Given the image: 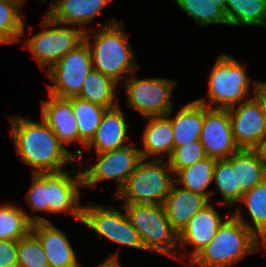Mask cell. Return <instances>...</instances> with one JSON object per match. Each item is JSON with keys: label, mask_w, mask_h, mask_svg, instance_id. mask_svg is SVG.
<instances>
[{"label": "cell", "mask_w": 266, "mask_h": 267, "mask_svg": "<svg viewBox=\"0 0 266 267\" xmlns=\"http://www.w3.org/2000/svg\"><path fill=\"white\" fill-rule=\"evenodd\" d=\"M9 122L17 156L33 168L32 173L64 171V165L69 162H75L83 169L84 162H79L78 158L83 151L77 149L76 154L71 153L42 118L35 122L22 116H11Z\"/></svg>", "instance_id": "6da1fadb"}, {"label": "cell", "mask_w": 266, "mask_h": 267, "mask_svg": "<svg viewBox=\"0 0 266 267\" xmlns=\"http://www.w3.org/2000/svg\"><path fill=\"white\" fill-rule=\"evenodd\" d=\"M74 169L60 172L32 173L31 187L25 195L34 212L45 211L52 214L67 213L81 222L83 205L80 190L83 185L82 171L73 176Z\"/></svg>", "instance_id": "7a4b0ae2"}, {"label": "cell", "mask_w": 266, "mask_h": 267, "mask_svg": "<svg viewBox=\"0 0 266 267\" xmlns=\"http://www.w3.org/2000/svg\"><path fill=\"white\" fill-rule=\"evenodd\" d=\"M123 25L114 18L104 25H99L97 31H94L93 44L89 40L93 31L88 29L84 33V41L91 52L92 68L117 83L126 79L124 74L135 75L138 69L133 48Z\"/></svg>", "instance_id": "3957f363"}, {"label": "cell", "mask_w": 266, "mask_h": 267, "mask_svg": "<svg viewBox=\"0 0 266 267\" xmlns=\"http://www.w3.org/2000/svg\"><path fill=\"white\" fill-rule=\"evenodd\" d=\"M218 228L212 241L188 265L228 267L262 247L259 239L231 212Z\"/></svg>", "instance_id": "277c9868"}, {"label": "cell", "mask_w": 266, "mask_h": 267, "mask_svg": "<svg viewBox=\"0 0 266 267\" xmlns=\"http://www.w3.org/2000/svg\"><path fill=\"white\" fill-rule=\"evenodd\" d=\"M122 207L146 251L178 258L174 253L179 249V234L172 227L162 205L122 204Z\"/></svg>", "instance_id": "5b68a950"}, {"label": "cell", "mask_w": 266, "mask_h": 267, "mask_svg": "<svg viewBox=\"0 0 266 267\" xmlns=\"http://www.w3.org/2000/svg\"><path fill=\"white\" fill-rule=\"evenodd\" d=\"M141 159L127 179L124 187L113 199L123 204H160L167 198L174 183L173 171L168 160ZM172 174V175H171Z\"/></svg>", "instance_id": "8992f818"}, {"label": "cell", "mask_w": 266, "mask_h": 267, "mask_svg": "<svg viewBox=\"0 0 266 267\" xmlns=\"http://www.w3.org/2000/svg\"><path fill=\"white\" fill-rule=\"evenodd\" d=\"M208 79L209 101L197 99L208 108L228 109L249 99L251 84L246 66L227 54L218 57Z\"/></svg>", "instance_id": "52a82bcc"}, {"label": "cell", "mask_w": 266, "mask_h": 267, "mask_svg": "<svg viewBox=\"0 0 266 267\" xmlns=\"http://www.w3.org/2000/svg\"><path fill=\"white\" fill-rule=\"evenodd\" d=\"M41 23L42 31L23 41V48L31 51L41 69L48 70L84 41V33L87 29H77L76 25L58 22L47 13ZM68 25L73 27H68Z\"/></svg>", "instance_id": "ba28073f"}, {"label": "cell", "mask_w": 266, "mask_h": 267, "mask_svg": "<svg viewBox=\"0 0 266 267\" xmlns=\"http://www.w3.org/2000/svg\"><path fill=\"white\" fill-rule=\"evenodd\" d=\"M177 81L163 78L126 77L123 81L127 106L143 118L165 116L173 109L172 90Z\"/></svg>", "instance_id": "9c48e42d"}, {"label": "cell", "mask_w": 266, "mask_h": 267, "mask_svg": "<svg viewBox=\"0 0 266 267\" xmlns=\"http://www.w3.org/2000/svg\"><path fill=\"white\" fill-rule=\"evenodd\" d=\"M81 222L102 236L120 246H128L146 251L139 233L131 225L125 211L97 203L83 205Z\"/></svg>", "instance_id": "30bf717a"}, {"label": "cell", "mask_w": 266, "mask_h": 267, "mask_svg": "<svg viewBox=\"0 0 266 267\" xmlns=\"http://www.w3.org/2000/svg\"><path fill=\"white\" fill-rule=\"evenodd\" d=\"M91 69V52L83 41L47 70V77L53 83L48 86V94L57 98L76 97Z\"/></svg>", "instance_id": "8fae6325"}, {"label": "cell", "mask_w": 266, "mask_h": 267, "mask_svg": "<svg viewBox=\"0 0 266 267\" xmlns=\"http://www.w3.org/2000/svg\"><path fill=\"white\" fill-rule=\"evenodd\" d=\"M258 83H253L254 95L228 108L233 138L239 149L253 150L266 136V104L258 94Z\"/></svg>", "instance_id": "7c38bea8"}, {"label": "cell", "mask_w": 266, "mask_h": 267, "mask_svg": "<svg viewBox=\"0 0 266 267\" xmlns=\"http://www.w3.org/2000/svg\"><path fill=\"white\" fill-rule=\"evenodd\" d=\"M95 154L97 162L82 171L83 187H94L100 181L112 179L118 184L115 195L124 187L142 159L139 148L130 144L120 149Z\"/></svg>", "instance_id": "4fadbf2b"}, {"label": "cell", "mask_w": 266, "mask_h": 267, "mask_svg": "<svg viewBox=\"0 0 266 267\" xmlns=\"http://www.w3.org/2000/svg\"><path fill=\"white\" fill-rule=\"evenodd\" d=\"M206 156L221 160L228 159L239 150L236 145L227 109L204 106V121L200 135Z\"/></svg>", "instance_id": "5bb4252c"}, {"label": "cell", "mask_w": 266, "mask_h": 267, "mask_svg": "<svg viewBox=\"0 0 266 267\" xmlns=\"http://www.w3.org/2000/svg\"><path fill=\"white\" fill-rule=\"evenodd\" d=\"M31 232L40 240L50 267H84L66 234L50 221L33 223Z\"/></svg>", "instance_id": "9a60e30c"}, {"label": "cell", "mask_w": 266, "mask_h": 267, "mask_svg": "<svg viewBox=\"0 0 266 267\" xmlns=\"http://www.w3.org/2000/svg\"><path fill=\"white\" fill-rule=\"evenodd\" d=\"M223 219V216L218 214L212 203H209L189 220L185 228L179 233L178 245L185 247L189 244L194 247L188 263L212 241L218 228L225 221Z\"/></svg>", "instance_id": "2e32d148"}, {"label": "cell", "mask_w": 266, "mask_h": 267, "mask_svg": "<svg viewBox=\"0 0 266 267\" xmlns=\"http://www.w3.org/2000/svg\"><path fill=\"white\" fill-rule=\"evenodd\" d=\"M49 100L41 102V118L57 136L59 142L71 144L79 142L77 119L72 109V97L57 98L48 94Z\"/></svg>", "instance_id": "e0dca14e"}, {"label": "cell", "mask_w": 266, "mask_h": 267, "mask_svg": "<svg viewBox=\"0 0 266 267\" xmlns=\"http://www.w3.org/2000/svg\"><path fill=\"white\" fill-rule=\"evenodd\" d=\"M209 203L205 196L193 193L174 182L162 206L172 227L179 234L189 220Z\"/></svg>", "instance_id": "ac0fdd59"}, {"label": "cell", "mask_w": 266, "mask_h": 267, "mask_svg": "<svg viewBox=\"0 0 266 267\" xmlns=\"http://www.w3.org/2000/svg\"><path fill=\"white\" fill-rule=\"evenodd\" d=\"M124 113L119 105L107 109L102 117L94 137L85 146V149L94 147L95 153H103L127 146L128 128Z\"/></svg>", "instance_id": "d6986e66"}, {"label": "cell", "mask_w": 266, "mask_h": 267, "mask_svg": "<svg viewBox=\"0 0 266 267\" xmlns=\"http://www.w3.org/2000/svg\"><path fill=\"white\" fill-rule=\"evenodd\" d=\"M142 141L144 149H139L143 159L168 160L174 150L173 128L170 119L165 116L145 117ZM151 156V157H150Z\"/></svg>", "instance_id": "ffe728a7"}, {"label": "cell", "mask_w": 266, "mask_h": 267, "mask_svg": "<svg viewBox=\"0 0 266 267\" xmlns=\"http://www.w3.org/2000/svg\"><path fill=\"white\" fill-rule=\"evenodd\" d=\"M114 0H53L46 12L52 19L85 27Z\"/></svg>", "instance_id": "44dd1931"}, {"label": "cell", "mask_w": 266, "mask_h": 267, "mask_svg": "<svg viewBox=\"0 0 266 267\" xmlns=\"http://www.w3.org/2000/svg\"><path fill=\"white\" fill-rule=\"evenodd\" d=\"M172 110L166 115L173 128L174 148L200 140L204 121V105L197 100L185 104L171 117Z\"/></svg>", "instance_id": "7402d4cb"}, {"label": "cell", "mask_w": 266, "mask_h": 267, "mask_svg": "<svg viewBox=\"0 0 266 267\" xmlns=\"http://www.w3.org/2000/svg\"><path fill=\"white\" fill-rule=\"evenodd\" d=\"M238 203L246 205L251 223L245 221L239 208L232 214L240 220L259 239L261 246L266 249V178L250 191L242 194Z\"/></svg>", "instance_id": "603a6c76"}, {"label": "cell", "mask_w": 266, "mask_h": 267, "mask_svg": "<svg viewBox=\"0 0 266 267\" xmlns=\"http://www.w3.org/2000/svg\"><path fill=\"white\" fill-rule=\"evenodd\" d=\"M49 222L45 217L29 215L15 204L0 205V240L18 241L31 231L33 223Z\"/></svg>", "instance_id": "cb8c5ba5"}, {"label": "cell", "mask_w": 266, "mask_h": 267, "mask_svg": "<svg viewBox=\"0 0 266 267\" xmlns=\"http://www.w3.org/2000/svg\"><path fill=\"white\" fill-rule=\"evenodd\" d=\"M215 162L216 159L206 156L193 165L178 170L174 174L177 177L174 178V182L193 193L205 196L211 201L210 198L214 192L208 191L207 188L213 182Z\"/></svg>", "instance_id": "d4e9b609"}, {"label": "cell", "mask_w": 266, "mask_h": 267, "mask_svg": "<svg viewBox=\"0 0 266 267\" xmlns=\"http://www.w3.org/2000/svg\"><path fill=\"white\" fill-rule=\"evenodd\" d=\"M117 84L112 78L92 68L76 97L110 109L119 105L115 101Z\"/></svg>", "instance_id": "484cf974"}, {"label": "cell", "mask_w": 266, "mask_h": 267, "mask_svg": "<svg viewBox=\"0 0 266 267\" xmlns=\"http://www.w3.org/2000/svg\"><path fill=\"white\" fill-rule=\"evenodd\" d=\"M227 160L236 169V187L242 193L250 191L266 178V172L254 150L239 149Z\"/></svg>", "instance_id": "4316f807"}, {"label": "cell", "mask_w": 266, "mask_h": 267, "mask_svg": "<svg viewBox=\"0 0 266 267\" xmlns=\"http://www.w3.org/2000/svg\"><path fill=\"white\" fill-rule=\"evenodd\" d=\"M225 15L231 26L266 28V0H226Z\"/></svg>", "instance_id": "83f0119b"}, {"label": "cell", "mask_w": 266, "mask_h": 267, "mask_svg": "<svg viewBox=\"0 0 266 267\" xmlns=\"http://www.w3.org/2000/svg\"><path fill=\"white\" fill-rule=\"evenodd\" d=\"M199 26L228 25L225 15L226 1L221 0H175Z\"/></svg>", "instance_id": "f1b7e54d"}, {"label": "cell", "mask_w": 266, "mask_h": 267, "mask_svg": "<svg viewBox=\"0 0 266 267\" xmlns=\"http://www.w3.org/2000/svg\"><path fill=\"white\" fill-rule=\"evenodd\" d=\"M72 109L77 119L79 143L85 148L94 137L102 117L108 108L82 100L78 97H72Z\"/></svg>", "instance_id": "f546056e"}, {"label": "cell", "mask_w": 266, "mask_h": 267, "mask_svg": "<svg viewBox=\"0 0 266 267\" xmlns=\"http://www.w3.org/2000/svg\"><path fill=\"white\" fill-rule=\"evenodd\" d=\"M25 0H0V35L9 43L21 42L25 24L20 12Z\"/></svg>", "instance_id": "4dcf8cb0"}, {"label": "cell", "mask_w": 266, "mask_h": 267, "mask_svg": "<svg viewBox=\"0 0 266 267\" xmlns=\"http://www.w3.org/2000/svg\"><path fill=\"white\" fill-rule=\"evenodd\" d=\"M213 181L223 198L220 204L232 208L240 201L243 193L239 187H236V169L232 168V164L227 159L216 160Z\"/></svg>", "instance_id": "1f68e13d"}, {"label": "cell", "mask_w": 266, "mask_h": 267, "mask_svg": "<svg viewBox=\"0 0 266 267\" xmlns=\"http://www.w3.org/2000/svg\"><path fill=\"white\" fill-rule=\"evenodd\" d=\"M18 267H50L40 240L30 231L17 241Z\"/></svg>", "instance_id": "d6a6232c"}, {"label": "cell", "mask_w": 266, "mask_h": 267, "mask_svg": "<svg viewBox=\"0 0 266 267\" xmlns=\"http://www.w3.org/2000/svg\"><path fill=\"white\" fill-rule=\"evenodd\" d=\"M205 157L204 147L200 140H197L174 148L168 163L174 176L178 170L189 167Z\"/></svg>", "instance_id": "836d02e7"}, {"label": "cell", "mask_w": 266, "mask_h": 267, "mask_svg": "<svg viewBox=\"0 0 266 267\" xmlns=\"http://www.w3.org/2000/svg\"><path fill=\"white\" fill-rule=\"evenodd\" d=\"M0 267H18L17 241L0 240Z\"/></svg>", "instance_id": "e575fe53"}, {"label": "cell", "mask_w": 266, "mask_h": 267, "mask_svg": "<svg viewBox=\"0 0 266 267\" xmlns=\"http://www.w3.org/2000/svg\"><path fill=\"white\" fill-rule=\"evenodd\" d=\"M260 163L263 165L264 171L266 172V136L257 144V146L253 149Z\"/></svg>", "instance_id": "d590c367"}, {"label": "cell", "mask_w": 266, "mask_h": 267, "mask_svg": "<svg viewBox=\"0 0 266 267\" xmlns=\"http://www.w3.org/2000/svg\"><path fill=\"white\" fill-rule=\"evenodd\" d=\"M118 253L115 252L105 259L98 267H122L118 258Z\"/></svg>", "instance_id": "8d00e7d4"}, {"label": "cell", "mask_w": 266, "mask_h": 267, "mask_svg": "<svg viewBox=\"0 0 266 267\" xmlns=\"http://www.w3.org/2000/svg\"><path fill=\"white\" fill-rule=\"evenodd\" d=\"M258 94L263 98L266 104V81L258 83Z\"/></svg>", "instance_id": "74e56055"}, {"label": "cell", "mask_w": 266, "mask_h": 267, "mask_svg": "<svg viewBox=\"0 0 266 267\" xmlns=\"http://www.w3.org/2000/svg\"><path fill=\"white\" fill-rule=\"evenodd\" d=\"M0 44H9V43L0 35Z\"/></svg>", "instance_id": "f35d334b"}]
</instances>
